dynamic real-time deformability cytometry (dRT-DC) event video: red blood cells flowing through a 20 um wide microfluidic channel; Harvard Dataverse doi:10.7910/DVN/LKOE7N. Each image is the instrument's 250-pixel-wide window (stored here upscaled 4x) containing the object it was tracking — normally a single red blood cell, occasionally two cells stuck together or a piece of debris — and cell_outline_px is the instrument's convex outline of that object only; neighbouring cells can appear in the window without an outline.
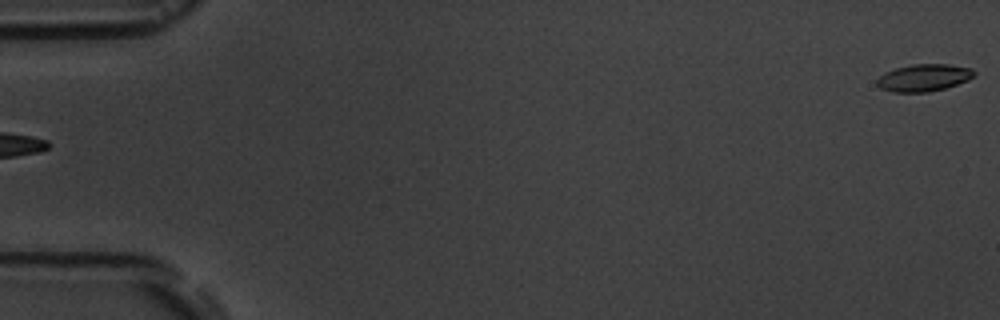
{"species": "common noctule bat (a hibernating species)", "species_latin": "Nyctalus noctula", "temperature_condition": "room temperature", "stored_images_in_passage": 5, "segment_of_instrument_passage": [2, 2], "camera_frame_rate_fps": 3000, "um_per_image_px": 0.085, "animal": {"sex": "male", "body_mass_g": 19.5, "forearm_length_mm": 54.6}, "frame": {"image": 1, "passage_image": 5, "time_ms": 4.667, "image_size_px": [1000, 320], "cell_outline_px": [[976, 76], [968, 80], [944, 88], [928, 92], [892, 92], [880, 88], [876, 84], [876, 80], [884, 72], [896, 68], [912, 64], [948, 64], [972, 68], [976, 72]], "centroid_in_image_um": [78.53, 6.6], "position_along_channel_um": 6.5, "area_um2": 15.49}}